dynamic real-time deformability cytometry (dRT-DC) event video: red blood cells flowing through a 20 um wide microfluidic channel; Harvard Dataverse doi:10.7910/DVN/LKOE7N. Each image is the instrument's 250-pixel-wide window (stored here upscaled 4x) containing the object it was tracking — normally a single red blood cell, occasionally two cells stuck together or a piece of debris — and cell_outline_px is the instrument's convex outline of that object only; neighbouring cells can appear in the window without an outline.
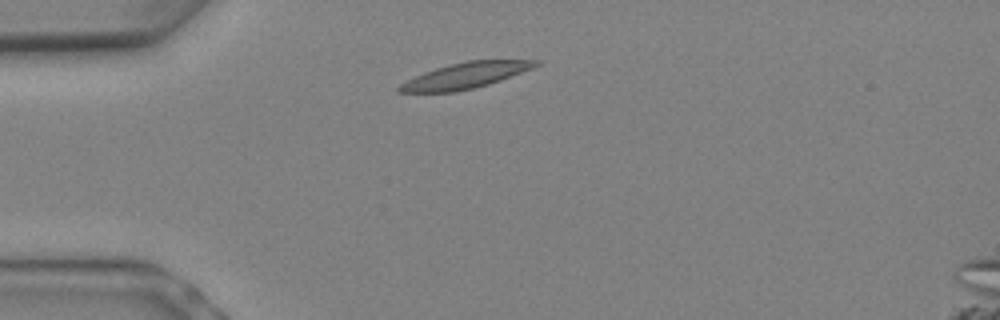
{"species": "Egyptian fruit bat (a non-hibernating species)", "species_latin": "Rousettus aegyptiacus", "temperature_condition": "warm", "stored_images_in_passage": 4, "camera_frame_rate_fps": 3000, "um_per_image_px": 0.085, "animal": {"sex": "female"}, "frame": {"image": 1, "passage_image": 3, "time_ms": 0.667, "image_size_px": [1000, 320], "cell_outline_px": [[540, 64], [532, 68], [500, 80], [488, 84], [456, 92], [396, 92], [396, 88], [400, 84], [424, 72], [436, 68], [468, 60], [540, 60]], "centroid_in_image_um": [39.54, 6.42], "position_along_channel_um": 45.5, "area_um2": 20.17}}